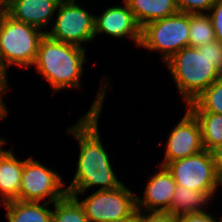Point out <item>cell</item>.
Returning <instances> with one entry per match:
<instances>
[{"label":"cell","mask_w":222,"mask_h":222,"mask_svg":"<svg viewBox=\"0 0 222 222\" xmlns=\"http://www.w3.org/2000/svg\"><path fill=\"white\" fill-rule=\"evenodd\" d=\"M100 85L101 88H99L91 108L76 124L67 129V132L77 139L80 146L76 174L66 188L67 193L73 196L85 194L92 186H100L98 190H110L123 184L117 179L110 163L109 154L100 140L99 114L108 87L106 85L104 88L102 84Z\"/></svg>","instance_id":"6da1fadb"},{"label":"cell","mask_w":222,"mask_h":222,"mask_svg":"<svg viewBox=\"0 0 222 222\" xmlns=\"http://www.w3.org/2000/svg\"><path fill=\"white\" fill-rule=\"evenodd\" d=\"M165 63L188 105L222 75V43L184 47Z\"/></svg>","instance_id":"7a4b0ae2"},{"label":"cell","mask_w":222,"mask_h":222,"mask_svg":"<svg viewBox=\"0 0 222 222\" xmlns=\"http://www.w3.org/2000/svg\"><path fill=\"white\" fill-rule=\"evenodd\" d=\"M85 48L55 41L46 34L40 40L32 66L48 81L53 92L80 87L83 74Z\"/></svg>","instance_id":"3957f363"},{"label":"cell","mask_w":222,"mask_h":222,"mask_svg":"<svg viewBox=\"0 0 222 222\" xmlns=\"http://www.w3.org/2000/svg\"><path fill=\"white\" fill-rule=\"evenodd\" d=\"M44 36V31L13 19L5 11L0 13V62L3 67L7 70L11 65L32 66Z\"/></svg>","instance_id":"277c9868"},{"label":"cell","mask_w":222,"mask_h":222,"mask_svg":"<svg viewBox=\"0 0 222 222\" xmlns=\"http://www.w3.org/2000/svg\"><path fill=\"white\" fill-rule=\"evenodd\" d=\"M189 27L190 14L184 12L150 22L141 28L139 47L159 50L166 62L176 52L189 47Z\"/></svg>","instance_id":"5b68a950"},{"label":"cell","mask_w":222,"mask_h":222,"mask_svg":"<svg viewBox=\"0 0 222 222\" xmlns=\"http://www.w3.org/2000/svg\"><path fill=\"white\" fill-rule=\"evenodd\" d=\"M166 168L178 186L205 192L212 200L218 186L222 185L211 151L201 152L169 162Z\"/></svg>","instance_id":"8992f818"},{"label":"cell","mask_w":222,"mask_h":222,"mask_svg":"<svg viewBox=\"0 0 222 222\" xmlns=\"http://www.w3.org/2000/svg\"><path fill=\"white\" fill-rule=\"evenodd\" d=\"M57 10L53 28L45 31L49 38L79 47L95 38V15L76 4V0L61 1Z\"/></svg>","instance_id":"52a82bcc"},{"label":"cell","mask_w":222,"mask_h":222,"mask_svg":"<svg viewBox=\"0 0 222 222\" xmlns=\"http://www.w3.org/2000/svg\"><path fill=\"white\" fill-rule=\"evenodd\" d=\"M134 195L122 184L116 189L96 190L79 202L89 222H118L136 212V195Z\"/></svg>","instance_id":"ba28073f"},{"label":"cell","mask_w":222,"mask_h":222,"mask_svg":"<svg viewBox=\"0 0 222 222\" xmlns=\"http://www.w3.org/2000/svg\"><path fill=\"white\" fill-rule=\"evenodd\" d=\"M61 176L32 157L24 160L19 200L54 203L67 194Z\"/></svg>","instance_id":"9c48e42d"},{"label":"cell","mask_w":222,"mask_h":222,"mask_svg":"<svg viewBox=\"0 0 222 222\" xmlns=\"http://www.w3.org/2000/svg\"><path fill=\"white\" fill-rule=\"evenodd\" d=\"M165 147L164 160L159 164L162 166L204 150L199 122L189 110L170 132Z\"/></svg>","instance_id":"30bf717a"},{"label":"cell","mask_w":222,"mask_h":222,"mask_svg":"<svg viewBox=\"0 0 222 222\" xmlns=\"http://www.w3.org/2000/svg\"><path fill=\"white\" fill-rule=\"evenodd\" d=\"M123 6H112L100 16H95V36L105 33L110 37L122 38L128 36L137 45L141 40V27L124 1Z\"/></svg>","instance_id":"8fae6325"},{"label":"cell","mask_w":222,"mask_h":222,"mask_svg":"<svg viewBox=\"0 0 222 222\" xmlns=\"http://www.w3.org/2000/svg\"><path fill=\"white\" fill-rule=\"evenodd\" d=\"M159 166L160 170L151 176L146 185L144 198L141 199L136 196L137 210L160 212H168L170 210L177 184L166 166Z\"/></svg>","instance_id":"7c38bea8"},{"label":"cell","mask_w":222,"mask_h":222,"mask_svg":"<svg viewBox=\"0 0 222 222\" xmlns=\"http://www.w3.org/2000/svg\"><path fill=\"white\" fill-rule=\"evenodd\" d=\"M61 0H7L4 11L13 19L38 29L48 27Z\"/></svg>","instance_id":"4fadbf2b"},{"label":"cell","mask_w":222,"mask_h":222,"mask_svg":"<svg viewBox=\"0 0 222 222\" xmlns=\"http://www.w3.org/2000/svg\"><path fill=\"white\" fill-rule=\"evenodd\" d=\"M24 161L14 156L13 150L0 154V202L19 200Z\"/></svg>","instance_id":"5bb4252c"},{"label":"cell","mask_w":222,"mask_h":222,"mask_svg":"<svg viewBox=\"0 0 222 222\" xmlns=\"http://www.w3.org/2000/svg\"><path fill=\"white\" fill-rule=\"evenodd\" d=\"M132 11L136 22L144 25L176 14L178 8L175 0H123Z\"/></svg>","instance_id":"9a60e30c"},{"label":"cell","mask_w":222,"mask_h":222,"mask_svg":"<svg viewBox=\"0 0 222 222\" xmlns=\"http://www.w3.org/2000/svg\"><path fill=\"white\" fill-rule=\"evenodd\" d=\"M45 202H25L12 200L3 203L8 222H52V211Z\"/></svg>","instance_id":"2e32d148"},{"label":"cell","mask_w":222,"mask_h":222,"mask_svg":"<svg viewBox=\"0 0 222 222\" xmlns=\"http://www.w3.org/2000/svg\"><path fill=\"white\" fill-rule=\"evenodd\" d=\"M210 199L205 192L177 185L171 201V208L168 212L175 217L189 213H201L205 211L203 206L205 207V205L209 204Z\"/></svg>","instance_id":"e0dca14e"},{"label":"cell","mask_w":222,"mask_h":222,"mask_svg":"<svg viewBox=\"0 0 222 222\" xmlns=\"http://www.w3.org/2000/svg\"><path fill=\"white\" fill-rule=\"evenodd\" d=\"M199 122L203 148L211 151L222 144V114L191 112Z\"/></svg>","instance_id":"ac0fdd59"},{"label":"cell","mask_w":222,"mask_h":222,"mask_svg":"<svg viewBox=\"0 0 222 222\" xmlns=\"http://www.w3.org/2000/svg\"><path fill=\"white\" fill-rule=\"evenodd\" d=\"M186 107L190 112L222 114V75Z\"/></svg>","instance_id":"d6986e66"},{"label":"cell","mask_w":222,"mask_h":222,"mask_svg":"<svg viewBox=\"0 0 222 222\" xmlns=\"http://www.w3.org/2000/svg\"><path fill=\"white\" fill-rule=\"evenodd\" d=\"M52 222H89L77 196L66 194L54 202Z\"/></svg>","instance_id":"ffe728a7"},{"label":"cell","mask_w":222,"mask_h":222,"mask_svg":"<svg viewBox=\"0 0 222 222\" xmlns=\"http://www.w3.org/2000/svg\"><path fill=\"white\" fill-rule=\"evenodd\" d=\"M189 47H199L215 39L214 28L208 13L190 14Z\"/></svg>","instance_id":"44dd1931"},{"label":"cell","mask_w":222,"mask_h":222,"mask_svg":"<svg viewBox=\"0 0 222 222\" xmlns=\"http://www.w3.org/2000/svg\"><path fill=\"white\" fill-rule=\"evenodd\" d=\"M216 0H175L179 12L188 14H201L209 12Z\"/></svg>","instance_id":"7402d4cb"},{"label":"cell","mask_w":222,"mask_h":222,"mask_svg":"<svg viewBox=\"0 0 222 222\" xmlns=\"http://www.w3.org/2000/svg\"><path fill=\"white\" fill-rule=\"evenodd\" d=\"M210 11H213L211 14L209 13L208 15L210 16L212 21L215 39L222 43V0H216L209 12Z\"/></svg>","instance_id":"603a6c76"},{"label":"cell","mask_w":222,"mask_h":222,"mask_svg":"<svg viewBox=\"0 0 222 222\" xmlns=\"http://www.w3.org/2000/svg\"><path fill=\"white\" fill-rule=\"evenodd\" d=\"M145 213V214H144ZM139 222H177L175 216L169 212L139 210Z\"/></svg>","instance_id":"cb8c5ba5"},{"label":"cell","mask_w":222,"mask_h":222,"mask_svg":"<svg viewBox=\"0 0 222 222\" xmlns=\"http://www.w3.org/2000/svg\"><path fill=\"white\" fill-rule=\"evenodd\" d=\"M177 222H222V218L216 220L209 212L189 213L176 217Z\"/></svg>","instance_id":"d4e9b609"},{"label":"cell","mask_w":222,"mask_h":222,"mask_svg":"<svg viewBox=\"0 0 222 222\" xmlns=\"http://www.w3.org/2000/svg\"><path fill=\"white\" fill-rule=\"evenodd\" d=\"M214 164L219 177L222 179V144H219L211 150Z\"/></svg>","instance_id":"484cf974"},{"label":"cell","mask_w":222,"mask_h":222,"mask_svg":"<svg viewBox=\"0 0 222 222\" xmlns=\"http://www.w3.org/2000/svg\"><path fill=\"white\" fill-rule=\"evenodd\" d=\"M7 70L3 67L0 62V92H8V78H7Z\"/></svg>","instance_id":"4316f807"},{"label":"cell","mask_w":222,"mask_h":222,"mask_svg":"<svg viewBox=\"0 0 222 222\" xmlns=\"http://www.w3.org/2000/svg\"><path fill=\"white\" fill-rule=\"evenodd\" d=\"M3 93L6 94L7 92H0V120H3L8 114L6 105L3 101Z\"/></svg>","instance_id":"83f0119b"},{"label":"cell","mask_w":222,"mask_h":222,"mask_svg":"<svg viewBox=\"0 0 222 222\" xmlns=\"http://www.w3.org/2000/svg\"><path fill=\"white\" fill-rule=\"evenodd\" d=\"M118 222H139V210H136V212L133 215H131L129 218Z\"/></svg>","instance_id":"f1b7e54d"},{"label":"cell","mask_w":222,"mask_h":222,"mask_svg":"<svg viewBox=\"0 0 222 222\" xmlns=\"http://www.w3.org/2000/svg\"><path fill=\"white\" fill-rule=\"evenodd\" d=\"M4 11V2L0 0V13Z\"/></svg>","instance_id":"f546056e"},{"label":"cell","mask_w":222,"mask_h":222,"mask_svg":"<svg viewBox=\"0 0 222 222\" xmlns=\"http://www.w3.org/2000/svg\"><path fill=\"white\" fill-rule=\"evenodd\" d=\"M5 143V141L3 139L0 138V154L4 151L2 149V145Z\"/></svg>","instance_id":"4dcf8cb0"}]
</instances>
